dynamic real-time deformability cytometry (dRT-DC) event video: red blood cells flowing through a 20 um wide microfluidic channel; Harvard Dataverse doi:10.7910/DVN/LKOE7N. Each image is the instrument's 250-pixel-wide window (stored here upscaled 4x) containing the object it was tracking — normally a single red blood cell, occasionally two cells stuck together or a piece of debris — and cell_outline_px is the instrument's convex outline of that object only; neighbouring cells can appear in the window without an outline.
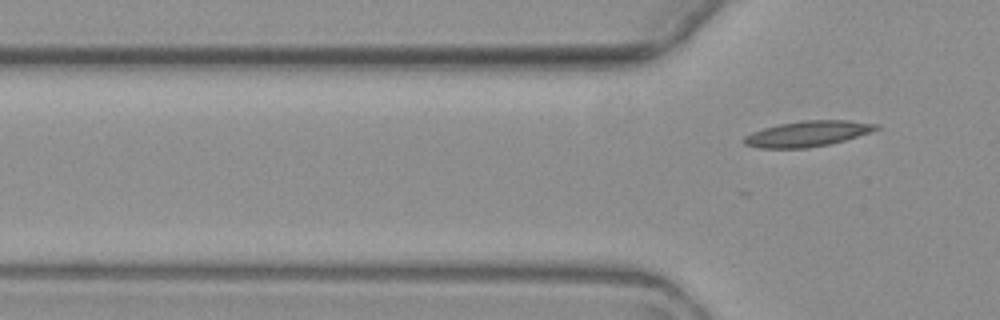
{"species": "common noctule bat (a hibernating species)", "species_latin": "Nyctalus noctula", "temperature_condition": "warm", "stored_images_in_passage": 2, "camera_frame_rate_fps": 3000, "um_per_image_px": 0.085, "animal": {"sex": "female", "body_mass_g": 19.3, "forearm_length_mm": 54.1}, "frame": {"image": 1, "passage_image": 2, "time_ms": 2.333, "image_size_px": [1000, 320], "cell_outline_px": [[880, 128], [844, 140], [828, 144], [808, 148], [760, 148], [744, 144], [744, 136], [752, 132], [764, 128], [780, 124], [804, 120], [848, 120], [880, 124]], "centroid_in_image_um": [68.64, 11.36], "position_along_channel_um": 57.2, "area_um2": 19.48}}